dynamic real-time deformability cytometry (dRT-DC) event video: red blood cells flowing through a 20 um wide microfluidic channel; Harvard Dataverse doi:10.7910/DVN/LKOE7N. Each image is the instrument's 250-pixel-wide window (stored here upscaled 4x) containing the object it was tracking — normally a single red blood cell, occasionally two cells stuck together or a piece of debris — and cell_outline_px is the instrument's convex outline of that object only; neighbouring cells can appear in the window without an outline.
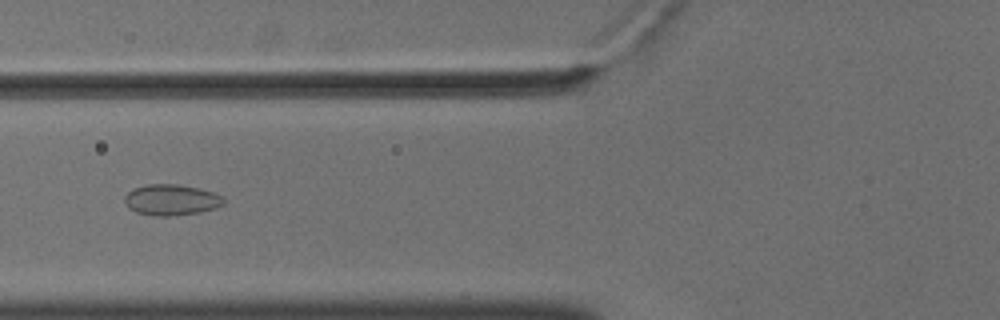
{"species": "common noctule bat (a hibernating species)", "species_latin": "Nyctalus noctula", "temperature_condition": "cold", "stored_images_in_passage": 41, "camera_frame_rate_fps": 3000, "um_per_image_px": 0.085, "animal": {"sex": "male", "body_mass_g": 18.8}, "frame": {"image": 1, "passage_image": 8, "time_ms": 2.333, "image_size_px": [1000, 320], "cell_outline_px": [[224, 204], [216, 208], [200, 212], [176, 216], [156, 216], [136, 212], [128, 208], [124, 200], [124, 196], [128, 192], [136, 188], [148, 184], [180, 184], [200, 188], [224, 196]], "centroid_in_image_um": [14.59, 16.99], "position_along_channel_um": 111.2, "area_um2": 18.03}}
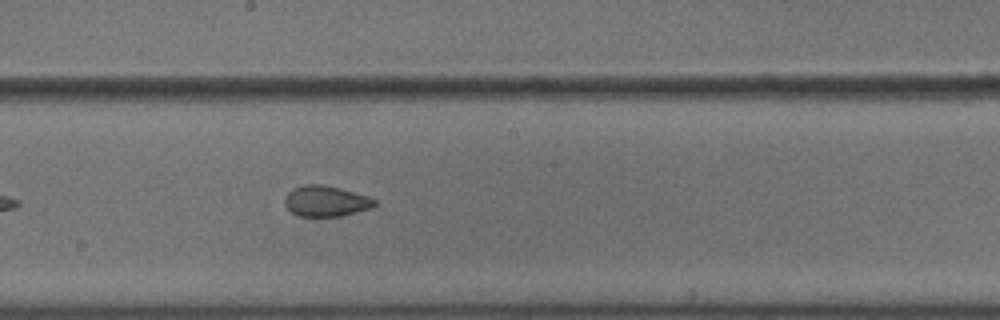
{"frame": {"image": 2, "passage_image": 17, "time_ms": 5.333, "image_size_px": [1000, 320], "cell_outline_px": [[376, 204], [372, 208], [340, 216], [296, 216], [284, 204], [284, 196], [292, 188], [304, 184], [324, 184], [340, 188], [368, 196], [376, 200]], "centroid_in_image_um": [27.67, 17.08], "position_along_channel_um": 220.5, "area_um2": 16.24}}
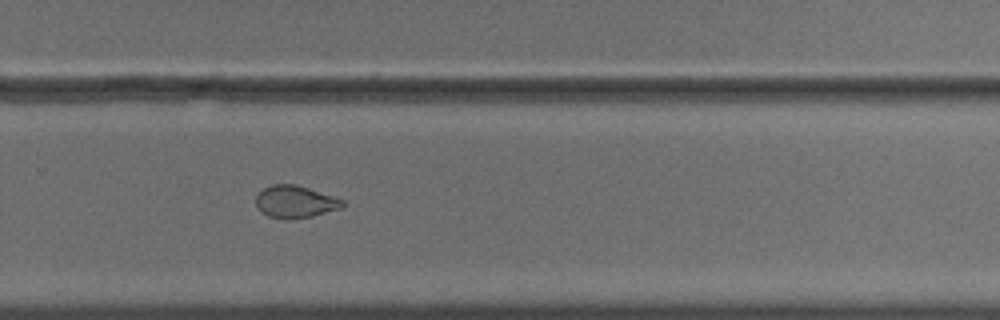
{"frame": {"image": 3, "passage_image": 24, "time_ms": 7.667, "image_size_px": [1000, 320], "cell_outline_px": [[348, 204], [340, 208], [312, 216], [288, 220], [284, 220], [268, 216], [260, 212], [256, 204], [256, 196], [264, 188], [272, 184], [296, 184], [344, 200]], "centroid_in_image_um": [25.08, 17.16], "position_along_channel_um": 304.7, "area_um2": 16.36}, "authors_computed_cell_mechanics": {"area_um2": 17.5134, "velocity_mm_per_s": 3.6238, "shape_relaxation_time_tau1_ms": null, "shape_relaxation_time_tau2_ms": 1.6214, "deformation_change_tau1": null, "deformation_change_tau2": 0.0594}}